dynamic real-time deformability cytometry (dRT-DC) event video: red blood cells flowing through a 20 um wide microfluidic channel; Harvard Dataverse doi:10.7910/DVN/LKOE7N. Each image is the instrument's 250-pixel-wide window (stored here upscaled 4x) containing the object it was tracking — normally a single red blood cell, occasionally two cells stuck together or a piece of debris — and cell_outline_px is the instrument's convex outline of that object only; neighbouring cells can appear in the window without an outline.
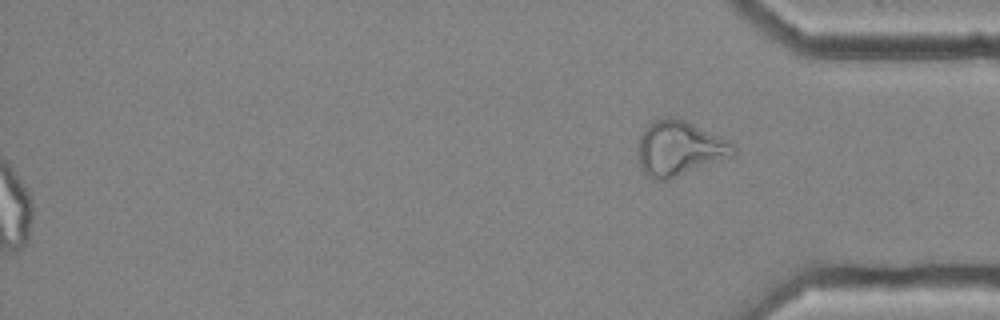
{"species": "common noctule bat (a hibernating species)", "species_latin": "Nyctalus noctula", "temperature_condition": "cold", "stored_images_in_passage": 58, "segment_of_instrument_passage": [2, 2], "camera_frame_rate_fps": 3000, "um_per_image_px": 0.085, "animal": {"sex": "female", "body_mass_g": 25.1}, "frame": {"image": 1, "passage_image": 58, "time_ms": 19.0, "image_size_px": [1000, 320], "cell_outline_px": [[736, 156], [668, 180], [652, 180], [640, 172], [640, 136], [644, 128], [648, 124], [656, 120], [668, 116], [672, 116], [684, 120], [720, 136], [736, 144]], "centroid_in_image_um": [57.79, 12.64], "position_along_channel_um": 377.4, "area_um2": 30.81}}